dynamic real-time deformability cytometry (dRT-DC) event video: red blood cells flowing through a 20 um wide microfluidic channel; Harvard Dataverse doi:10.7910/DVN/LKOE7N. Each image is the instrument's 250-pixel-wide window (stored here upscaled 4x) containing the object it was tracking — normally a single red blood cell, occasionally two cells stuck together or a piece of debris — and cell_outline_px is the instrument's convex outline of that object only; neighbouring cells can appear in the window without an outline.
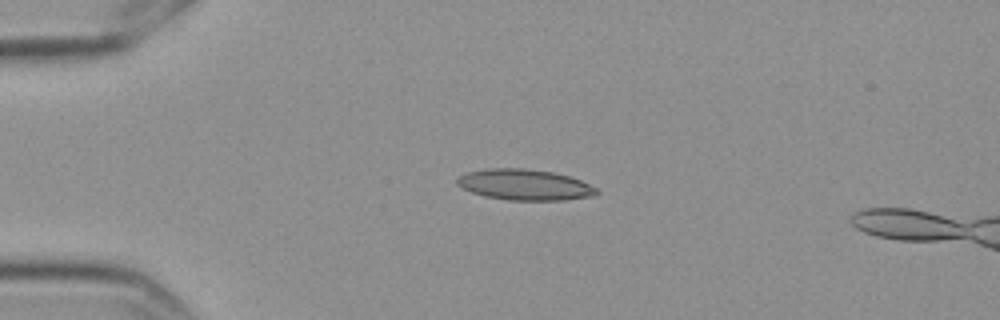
{"species": "Egyptian fruit bat (a non-hibernating species)", "species_latin": "Rousettus aegyptiacus", "temperature_condition": "cold", "stored_images_in_passage": 5, "camera_frame_rate_fps": 3000, "um_per_image_px": 0.085, "frame": {"image": 1, "passage_image": 3, "time_ms": 0.667, "image_size_px": [1000, 320], "cell_outline_px": [[600, 192], [596, 196], [564, 200], [508, 200], [484, 196], [472, 192], [456, 184], [456, 180], [460, 176], [468, 172], [488, 168], [524, 168], [552, 172], [568, 176], [580, 180], [596, 188]], "centroid_in_image_um": [44.62, 15.71], "position_along_channel_um": 40.4, "area_um2": 25.03}}
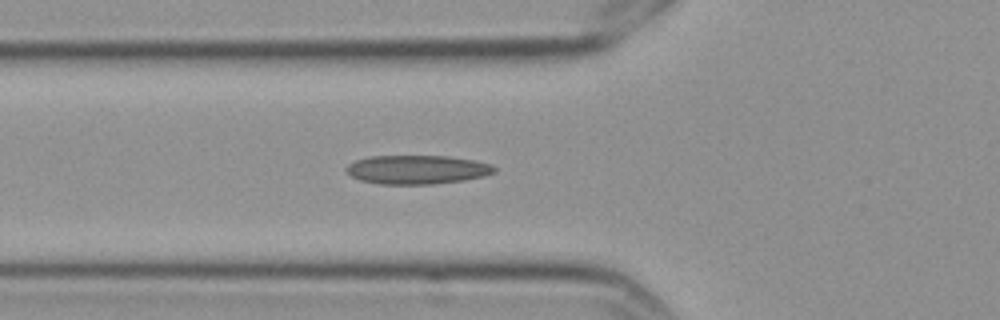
{"frame": {"image": 2, "passage_image": 5, "time_ms": 1.333, "image_size_px": [1000, 320], "cell_outline_px": [[496, 172], [484, 176], [464, 180], [432, 184], [380, 184], [360, 180], [352, 176], [344, 168], [348, 164], [356, 160], [372, 156], [448, 156], [476, 160], [492, 164], [496, 168]], "centroid_in_image_um": [35.49, 14.41], "position_along_channel_um": 90.3, "area_um2": 24.97}}